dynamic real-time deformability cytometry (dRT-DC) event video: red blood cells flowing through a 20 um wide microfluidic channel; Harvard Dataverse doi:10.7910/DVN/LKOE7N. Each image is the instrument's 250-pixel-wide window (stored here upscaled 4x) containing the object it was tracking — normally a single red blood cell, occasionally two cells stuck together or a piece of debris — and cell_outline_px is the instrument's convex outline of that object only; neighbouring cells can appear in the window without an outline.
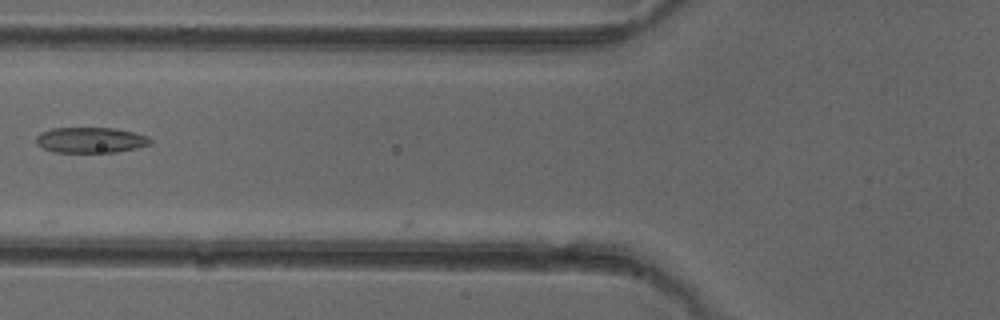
{"species": "common noctule bat (a hibernating species)", "species_latin": "Nyctalus noctula", "temperature_condition": "cold", "stored_images_in_passage": 5, "camera_frame_rate_fps": 3000, "um_per_image_px": 0.085, "animal": {"sex": "female"}, "frame": {"image": 1, "passage_image": 5, "time_ms": 5.333, "image_size_px": [1000, 320], "cell_outline_px": [[152, 144], [136, 148], [116, 152], [56, 152], [44, 148], [36, 144], [36, 136], [40, 132], [52, 128], [116, 128], [148, 136], [152, 140]], "centroid_in_image_um": [7.71, 11.9], "position_along_channel_um": 118.1, "area_um2": 17.05}}